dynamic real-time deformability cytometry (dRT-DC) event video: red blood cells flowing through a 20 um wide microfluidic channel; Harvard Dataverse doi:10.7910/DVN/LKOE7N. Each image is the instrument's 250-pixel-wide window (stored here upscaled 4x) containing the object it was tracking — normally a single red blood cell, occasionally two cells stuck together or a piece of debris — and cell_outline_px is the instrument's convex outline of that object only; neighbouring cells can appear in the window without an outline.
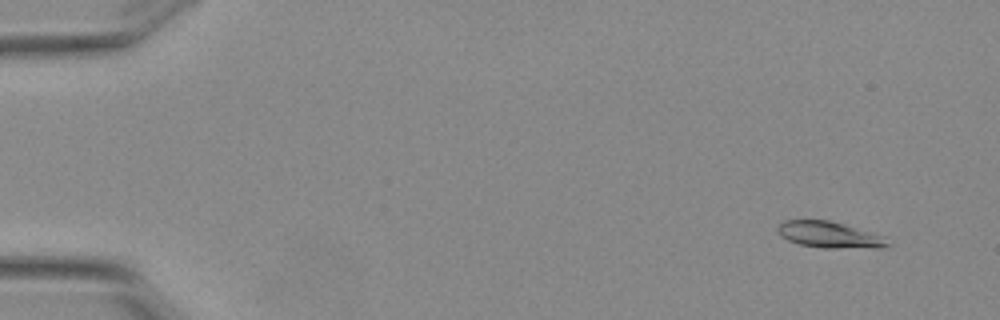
{"species": "Egyptian fruit bat (a non-hibernating species)", "species_latin": "Rousettus aegyptiacus", "temperature_condition": "warm", "stored_images_in_passage": 7, "camera_frame_rate_fps": 3000, "um_per_image_px": 0.085, "animal": {"sex": "female"}, "frame": {"image": 1, "passage_image": 1, "time_ms": 0.0, "image_size_px": [1000, 320], "cell_outline_px": [[892, 244], [884, 248], [824, 248], [800, 244], [788, 240], [780, 236], [776, 228], [784, 220], [828, 220], [844, 224], [884, 236]], "centroid_in_image_um": [70.54, 19.96], "position_along_channel_um": 14.5, "area_um2": 16.94}}
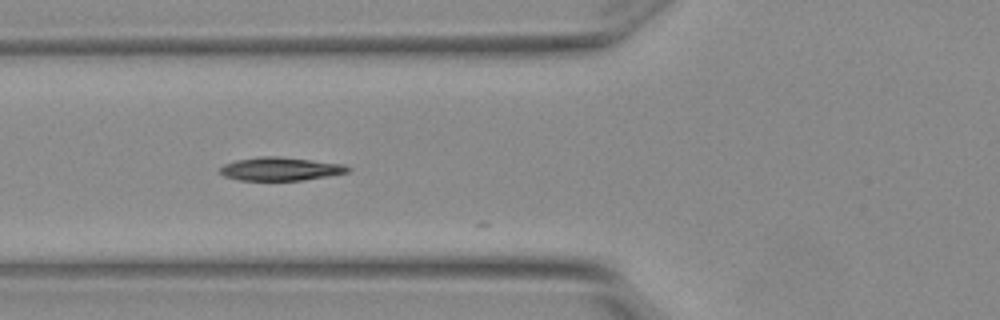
{"frame": {"image": 2, "passage_image": 5, "time_ms": 1.333, "image_size_px": [1000, 320], "cell_outline_px": [[352, 168], [348, 172], [328, 176], [304, 180], [240, 180], [224, 176], [220, 172], [220, 168], [224, 164], [236, 160], [260, 156], [280, 156], [344, 164]], "centroid_in_image_um": [23.85, 14.35], "position_along_channel_um": 101.9, "area_um2": 17.4}}
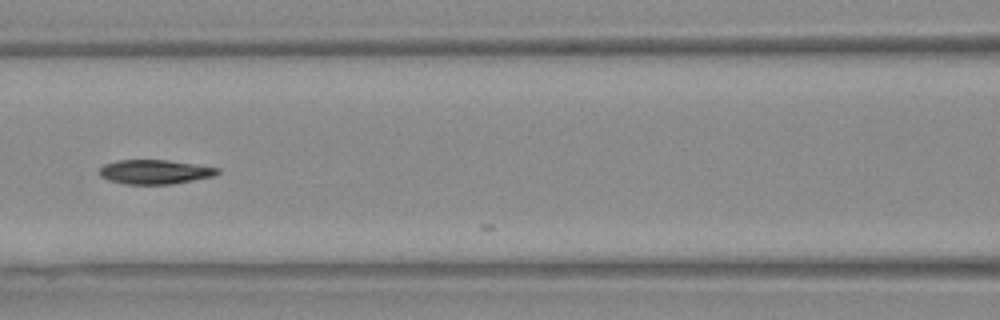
{"frame": {"image": 3, "passage_image": 6, "time_ms": 1.667, "image_size_px": [1000, 320], "cell_outline_px": [[220, 172], [216, 176], [172, 184], [124, 184], [108, 180], [100, 176], [96, 172], [104, 164], [120, 160], [168, 160], [220, 168]], "centroid_in_image_um": [13.15, 14.61], "position_along_channel_um": 153.4, "area_um2": 16.88}}